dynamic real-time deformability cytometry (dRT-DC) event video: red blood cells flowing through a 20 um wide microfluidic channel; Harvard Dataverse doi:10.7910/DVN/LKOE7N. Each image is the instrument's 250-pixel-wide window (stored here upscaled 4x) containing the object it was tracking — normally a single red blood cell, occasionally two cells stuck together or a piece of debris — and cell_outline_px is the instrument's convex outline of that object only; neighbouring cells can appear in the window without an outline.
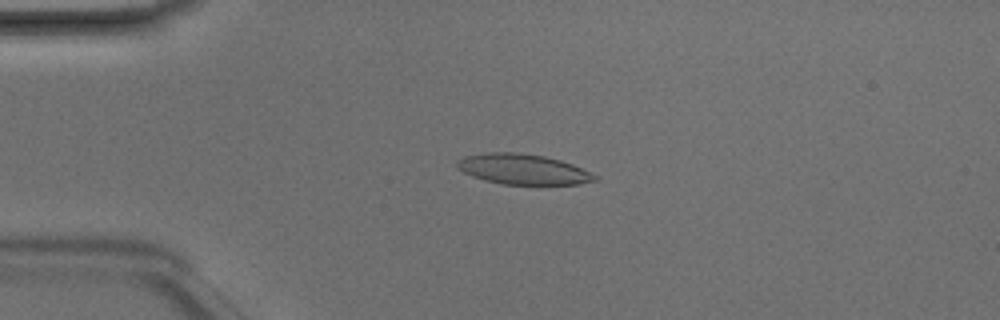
{"species": "Egyptian fruit bat (a non-hibernating species)", "species_latin": "Rousettus aegyptiacus", "temperature_condition": "room temperature", "stored_images_in_passage": 49, "camera_frame_rate_fps": 3000, "um_per_image_px": 0.085, "animal": {"sex": "male"}, "frame": {"image": 1, "passage_image": 12, "time_ms": 3.667, "image_size_px": [1000, 320], "cell_outline_px": [[596, 180], [580, 184], [500, 184], [484, 180], [472, 176], [456, 168], [456, 160], [464, 156], [488, 152], [516, 152], [544, 156], [560, 160], [572, 164], [596, 176]], "centroid_in_image_um": [44.38, 14.38], "position_along_channel_um": 40.6, "area_um2": 24.22}}
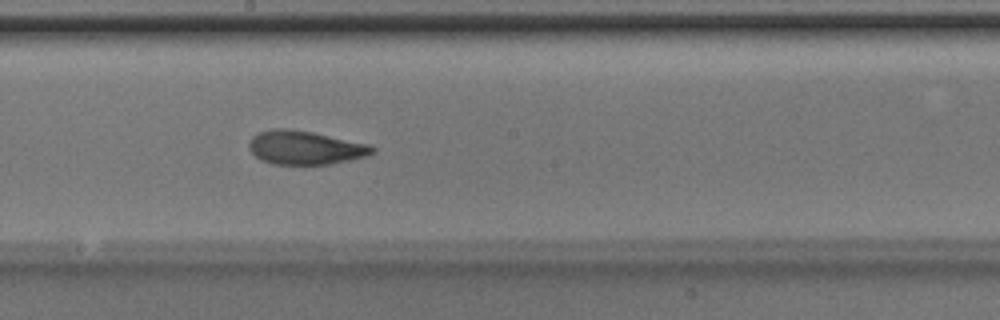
{"frame": {"image": 2, "passage_image": 27, "time_ms": 8.667, "image_size_px": [1000, 320], "cell_outline_px": [[376, 152], [368, 156], [328, 164], [272, 164], [260, 160], [248, 148], [248, 144], [252, 136], [260, 132], [272, 128], [284, 128], [312, 132], [368, 144], [376, 148]], "centroid_in_image_um": [25.92, 12.55], "position_along_channel_um": 222.3, "area_um2": 24.16}}
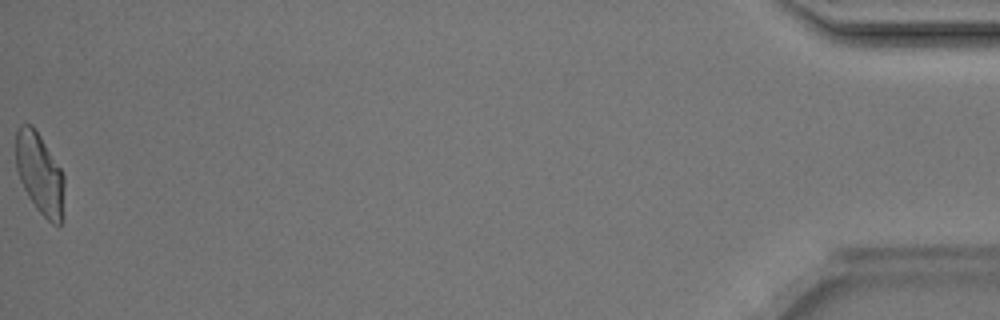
{"frame": {"image": 3, "passage_image": 49, "time_ms": 16.0, "image_size_px": [1000, 320], "cell_outline_px": [[64, 184], [60, 224], [52, 224], [36, 208], [28, 196], [20, 180], [16, 168], [16, 128], [20, 124], [32, 124], [40, 136], [60, 168], [64, 176]], "centroid_in_image_um": [3.35, 14.72], "position_along_channel_um": 431.9, "area_um2": 22.54}, "authors_computed_cell_mechanics": {"area_um2": 23.9292, "velocity_mm_per_s": 4.2074, "shape_relaxation_time_tau1_ms": 6.8254, "shape_relaxation_time_tau2_ms": 1.8174, "deformation_change_tau1": 0.2213, "deformation_change_tau2": 0.0853}}